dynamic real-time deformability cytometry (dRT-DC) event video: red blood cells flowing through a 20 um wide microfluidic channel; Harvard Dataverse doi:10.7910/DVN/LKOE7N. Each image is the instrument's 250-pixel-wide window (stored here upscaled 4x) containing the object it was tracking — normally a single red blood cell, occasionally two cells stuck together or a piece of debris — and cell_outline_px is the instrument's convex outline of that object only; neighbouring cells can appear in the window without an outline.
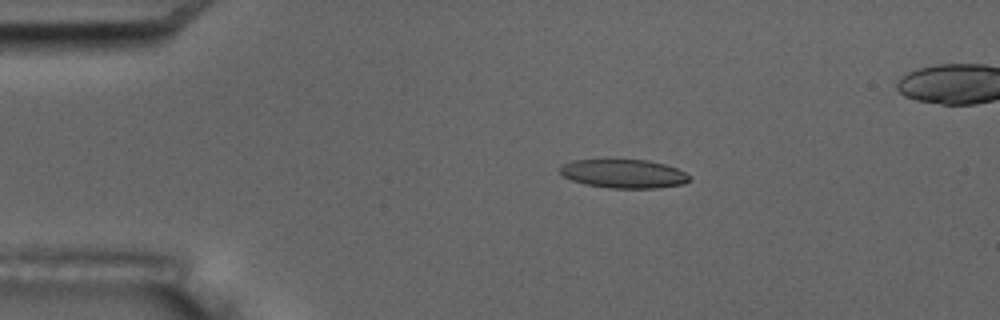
{"species": "common noctule bat (a hibernating species)", "species_latin": "Nyctalus noctula", "temperature_condition": "room temperature", "stored_images_in_passage": 5, "camera_frame_rate_fps": 3000, "um_per_image_px": 0.085, "animal": {"sex": "male", "body_mass_g": 17.5, "forearm_length_mm": 52.3}, "frame": {"image": 1, "passage_image": 3, "time_ms": 2.333, "image_size_px": [1000, 320], "cell_outline_px": [[692, 180], [684, 184], [656, 188], [608, 188], [584, 184], [572, 180], [564, 176], [560, 172], [560, 168], [564, 164], [572, 160], [648, 160], [664, 164], [676, 168], [692, 176]], "centroid_in_image_um": [53.06, 14.77], "position_along_channel_um": 31.9, "area_um2": 21.68}}